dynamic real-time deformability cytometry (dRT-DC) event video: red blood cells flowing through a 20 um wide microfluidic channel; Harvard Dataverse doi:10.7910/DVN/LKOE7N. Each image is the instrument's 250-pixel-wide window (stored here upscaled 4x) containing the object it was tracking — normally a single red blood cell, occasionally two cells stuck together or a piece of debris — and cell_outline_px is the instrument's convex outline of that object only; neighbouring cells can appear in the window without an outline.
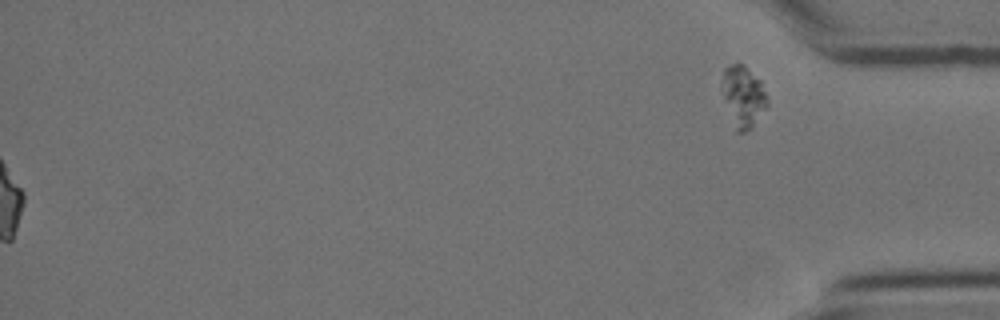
{"species": "Egyptian fruit bat (a non-hibernating species)", "species_latin": "Rousettus aegyptiacus", "temperature_condition": "cold", "stored_images_in_passage": 59, "segment_of_instrument_passage": [2, 2], "camera_frame_rate_fps": 3000, "um_per_image_px": 0.085, "animal": {"sex": "female"}, "frame": {"image": 1, "passage_image": 59, "time_ms": 19.333, "image_size_px": [1000, 320], "cell_outline_px": [[768, 104], [752, 124], [744, 132], [736, 132], [724, 96], [724, 68], [728, 64], [744, 64], [760, 80], [768, 100]], "centroid_in_image_um": [63.19, 8.15], "position_along_channel_um": 372.0, "area_um2": 15.26}}